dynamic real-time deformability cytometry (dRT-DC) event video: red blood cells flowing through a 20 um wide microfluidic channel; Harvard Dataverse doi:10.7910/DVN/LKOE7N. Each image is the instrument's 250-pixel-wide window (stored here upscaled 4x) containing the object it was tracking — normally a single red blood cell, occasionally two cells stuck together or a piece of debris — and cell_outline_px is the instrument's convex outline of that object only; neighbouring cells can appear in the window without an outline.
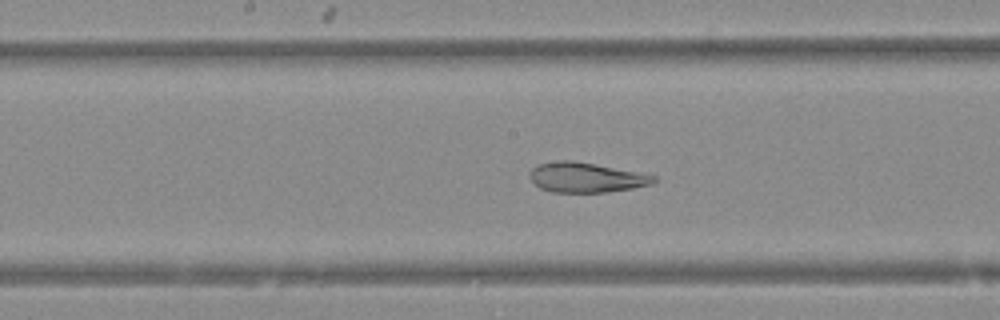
{"species": "Egyptian fruit bat (a non-hibernating species)", "species_latin": "Rousettus aegyptiacus", "temperature_condition": "warm", "stored_images_in_passage": 47, "camera_frame_rate_fps": 3000, "um_per_image_px": 0.085, "animal": {"sex": "female"}, "frame": {"image": 1, "passage_image": 22, "time_ms": 7.0, "image_size_px": [1000, 320], "cell_outline_px": [[656, 180], [652, 184], [632, 188], [608, 192], [552, 192], [540, 188], [528, 176], [532, 168], [540, 164], [560, 160], [568, 160], [592, 164], [636, 172], [656, 176]], "centroid_in_image_um": [49.79, 15.1], "position_along_channel_um": 198.4, "area_um2": 21.15}}
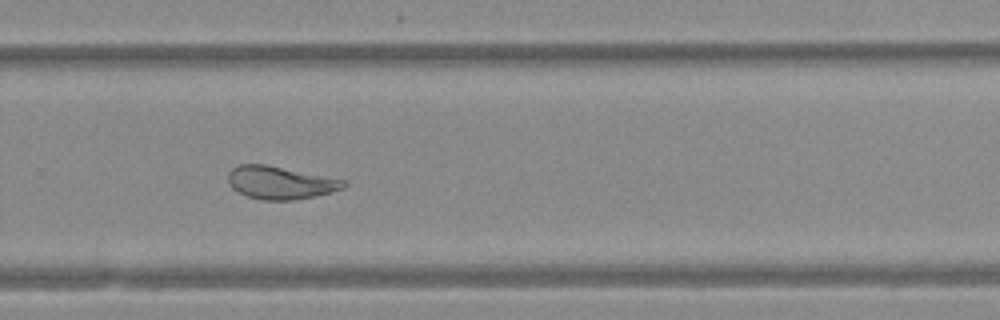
{"frame": {"image": 2, "passage_image": 30, "time_ms": 9.667, "image_size_px": [1000, 320], "cell_outline_px": [[348, 184], [344, 188], [312, 196], [292, 200], [260, 200], [248, 196], [232, 188], [228, 180], [228, 172], [232, 168], [240, 164], [268, 164], [348, 180]], "centroid_in_image_um": [23.84, 15.5], "position_along_channel_um": 306.0, "area_um2": 22.2}}
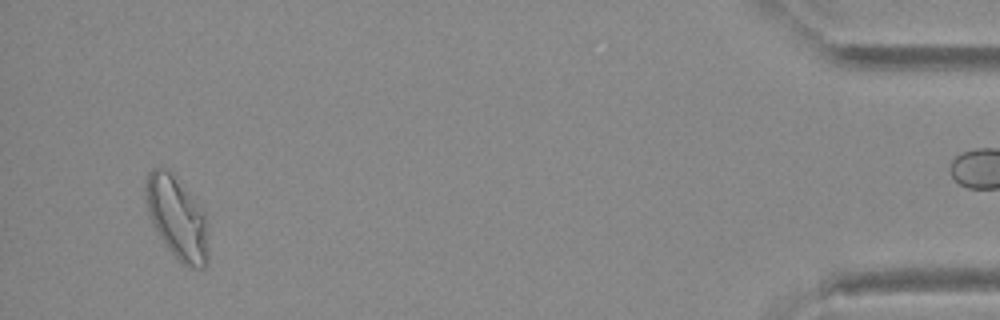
{"frame": {"image": 3, "passage_image": 44, "time_ms": 14.333, "image_size_px": [1000, 320], "cell_outline_px": [[208, 264], [204, 268], [188, 268], [168, 248], [152, 224], [148, 212], [144, 196], [144, 184], [148, 172], [152, 168], [164, 168], [172, 176], [204, 212], [208, 236]], "centroid_in_image_um": [15.03, 18.57], "position_along_channel_um": 420.2, "area_um2": 29.54}}